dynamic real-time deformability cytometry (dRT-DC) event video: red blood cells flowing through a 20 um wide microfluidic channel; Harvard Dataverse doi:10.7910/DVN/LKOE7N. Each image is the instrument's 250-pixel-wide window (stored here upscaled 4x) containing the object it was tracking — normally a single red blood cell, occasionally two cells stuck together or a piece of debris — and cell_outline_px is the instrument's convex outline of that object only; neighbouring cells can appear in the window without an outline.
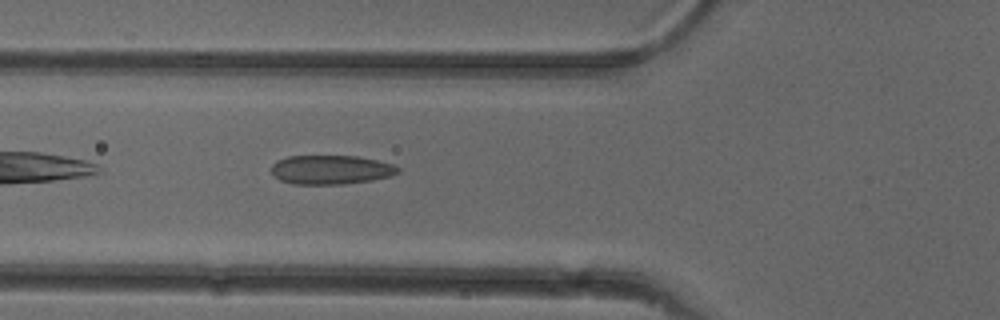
{"species": "common noctule bat (a hibernating species)", "species_latin": "Nyctalus noctula", "temperature_condition": "cold", "stored_images_in_passage": 6, "camera_frame_rate_fps": 3000, "um_per_image_px": 0.085, "animal": {"sex": "female"}, "frame": {"image": 1, "passage_image": 6, "time_ms": 6.667, "image_size_px": [1000, 320], "cell_outline_px": [[400, 172], [392, 176], [372, 180], [344, 184], [292, 184], [280, 180], [272, 176], [272, 164], [276, 160], [288, 156], [356, 156], [376, 160], [392, 164], [400, 168]], "centroid_in_image_um": [28.11, 14.43], "position_along_channel_um": 97.7, "area_um2": 21.62}}